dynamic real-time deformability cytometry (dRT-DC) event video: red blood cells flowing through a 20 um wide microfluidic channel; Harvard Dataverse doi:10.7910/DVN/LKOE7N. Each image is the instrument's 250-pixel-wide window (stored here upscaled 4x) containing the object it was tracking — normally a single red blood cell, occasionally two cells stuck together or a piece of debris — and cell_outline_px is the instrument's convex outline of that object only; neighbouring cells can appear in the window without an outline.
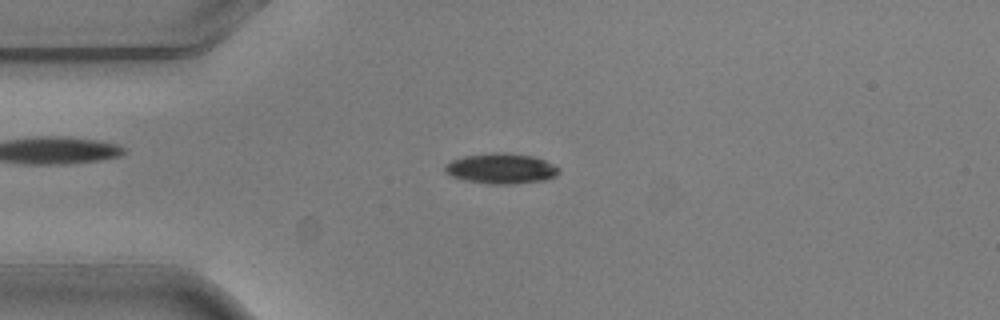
{"species": "common noctule bat (a hibernating species)", "species_latin": "Nyctalus noctula", "temperature_condition": "warm", "stored_images_in_passage": 5, "camera_frame_rate_fps": 3000, "um_per_image_px": 0.085, "animal": {"sex": "male", "body_mass_g": 20.5, "forearm_length_mm": 52.5}, "frame": {"image": 1, "passage_image": 3, "time_ms": 0.667, "image_size_px": [1000, 320], "cell_outline_px": [[560, 172], [556, 176], [544, 180], [512, 184], [488, 184], [464, 180], [452, 176], [444, 172], [444, 164], [452, 160], [464, 156], [492, 152], [504, 152], [532, 156], [544, 160], [560, 168]], "centroid_in_image_um": [42.57, 14.32], "position_along_channel_um": 42.4, "area_um2": 20.29}}